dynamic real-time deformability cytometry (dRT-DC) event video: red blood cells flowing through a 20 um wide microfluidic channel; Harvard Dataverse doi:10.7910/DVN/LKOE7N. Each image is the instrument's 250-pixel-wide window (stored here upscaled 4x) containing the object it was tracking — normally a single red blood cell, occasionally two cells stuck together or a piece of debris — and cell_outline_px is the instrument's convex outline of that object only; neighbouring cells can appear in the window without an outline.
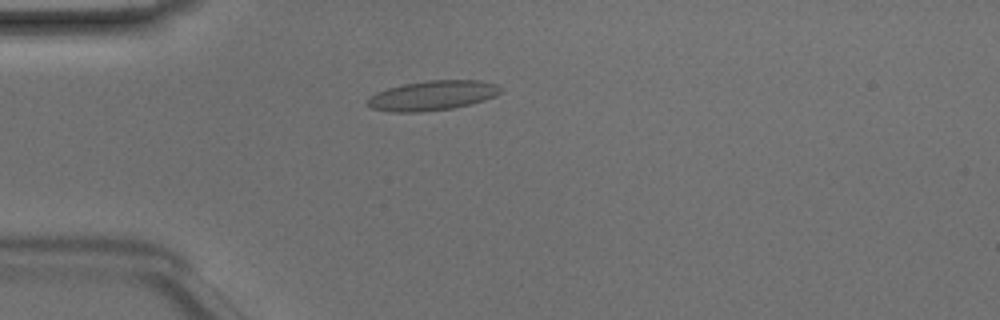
{"species": "Egyptian fruit bat (a non-hibernating species)", "species_latin": "Rousettus aegyptiacus", "temperature_condition": "room temperature", "stored_images_in_passage": 48, "camera_frame_rate_fps": 3000, "um_per_image_px": 0.085, "animal": {"sex": "male"}, "frame": {"image": 1, "passage_image": 13, "time_ms": 4.0, "image_size_px": [1000, 320], "cell_outline_px": [[504, 88], [496, 96], [484, 100], [452, 108], [420, 112], [392, 112], [372, 108], [364, 104], [364, 100], [368, 96], [376, 92], [388, 88], [404, 84], [428, 80], [480, 80], [496, 84]], "centroid_in_image_um": [36.72, 8.11], "position_along_channel_um": 48.3, "area_um2": 23.24}}
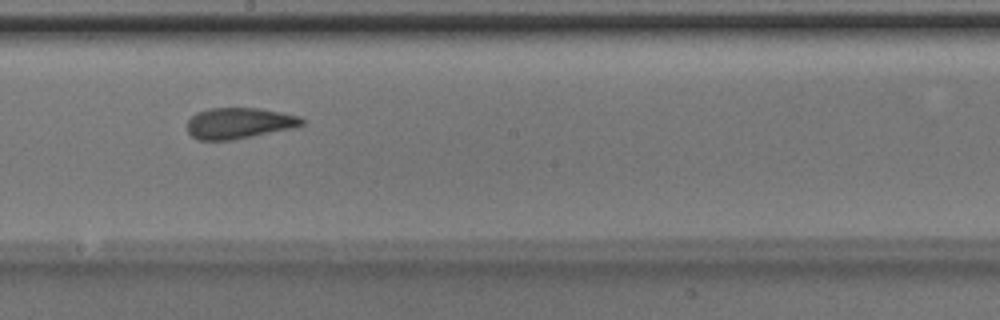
{"frame": {"image": 2, "passage_image": 27, "time_ms": 8.667, "image_size_px": [1000, 320], "cell_outline_px": [[304, 124], [292, 128], [232, 140], [196, 140], [188, 132], [188, 120], [196, 112], [208, 108], [260, 108], [300, 116], [304, 120]], "centroid_in_image_um": [20.3, 10.46], "position_along_channel_um": 227.9, "area_um2": 20.69}}
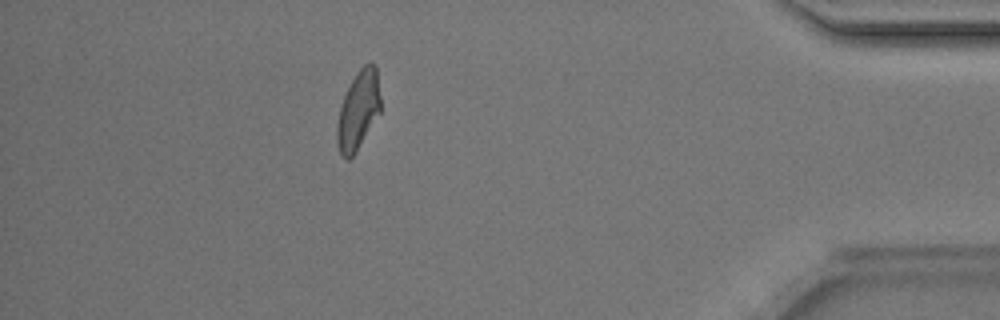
{"frame": {"image": 3, "passage_image": 43, "time_ms": 14.0, "image_size_px": [1000, 320], "cell_outline_px": [[380, 112], [352, 156], [348, 160], [344, 160], [340, 156], [336, 144], [336, 124], [340, 104], [356, 72], [364, 64], [376, 64], [380, 96]], "centroid_in_image_um": [30.42, 9.39], "position_along_channel_um": 404.8, "area_um2": 19.94}, "authors_computed_cell_mechanics": {"area_um2": 20.6924, "velocity_mm_per_s": 4.1637, "shape_relaxation_time_tau1_ms": 7.6163, "shape_relaxation_time_tau2_ms": 1.4726, "deformation_change_tau1": 0.2188, "deformation_change_tau2": 0.1008}}